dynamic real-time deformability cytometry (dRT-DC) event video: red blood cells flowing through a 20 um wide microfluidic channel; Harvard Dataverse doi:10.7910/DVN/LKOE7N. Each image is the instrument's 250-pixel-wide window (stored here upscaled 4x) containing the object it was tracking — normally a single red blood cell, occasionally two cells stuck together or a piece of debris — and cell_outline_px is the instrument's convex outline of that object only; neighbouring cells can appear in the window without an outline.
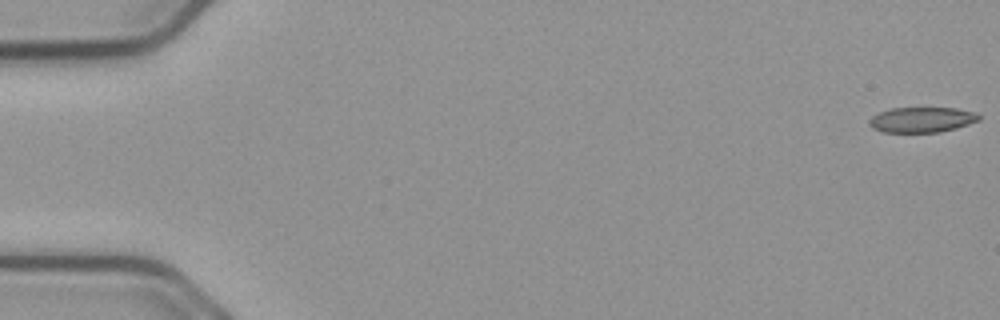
{"species": "common noctule bat (a hibernating species)", "species_latin": "Nyctalus noctula", "temperature_condition": "cold", "stored_images_in_passage": 56, "camera_frame_rate_fps": 3000, "um_per_image_px": 0.085, "animal": {"sex": "male", "body_mass_g": 23.1, "forearm_length_mm": 52.7}, "frame": {"image": 1, "passage_image": 1, "time_ms": 0.0, "image_size_px": [1000, 320], "cell_outline_px": [[980, 120], [956, 128], [940, 132], [880, 132], [872, 128], [868, 124], [868, 120], [872, 116], [880, 112], [892, 108], [956, 108], [976, 112], [980, 116]], "centroid_in_image_um": [78.34, 10.18], "position_along_channel_um": 6.7, "area_um2": 16.24}}
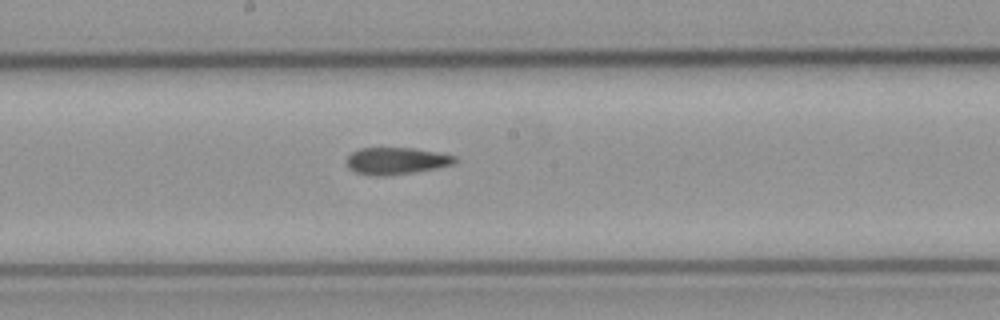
{"frame": {"image": 2, "passage_image": 30, "time_ms": 9.667, "image_size_px": [1000, 320], "cell_outline_px": [[456, 160], [452, 164], [436, 168], [388, 176], [372, 176], [356, 172], [348, 168], [348, 156], [352, 152], [360, 148], [412, 148], [436, 152], [456, 156]], "centroid_in_image_um": [33.65, 13.68], "position_along_channel_um": 214.5, "area_um2": 16.82}}
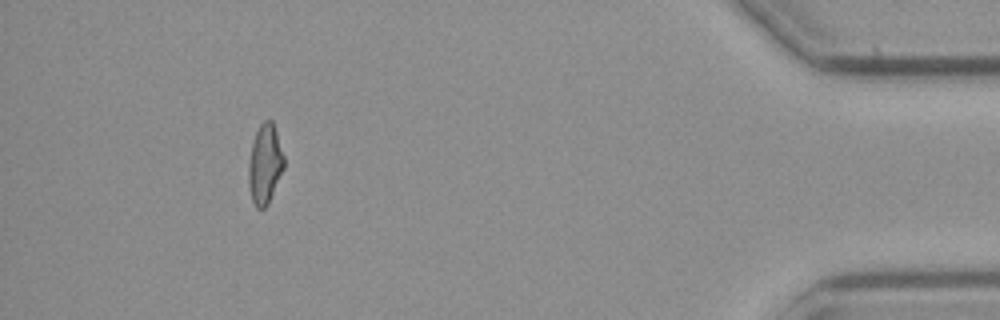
{"frame": {"image": 3, "passage_image": 51, "time_ms": 16.667, "image_size_px": [1000, 320], "cell_outline_px": [[284, 168], [268, 204], [264, 208], [256, 208], [252, 200], [248, 184], [248, 164], [252, 144], [256, 132], [260, 124], [264, 120], [272, 120], [284, 156]], "centroid_in_image_um": [22.51, 13.96], "position_along_channel_um": 412.7, "area_um2": 16.36}, "authors_computed_cell_mechanics": {"area_um2": 17.2244, "velocity_mm_per_s": 3.7464, "shape_relaxation_time_tau1_ms": null, "shape_relaxation_time_tau2_ms": 3.1612, "deformation_change_tau1": null, "deformation_change_tau2": 0.1162}}